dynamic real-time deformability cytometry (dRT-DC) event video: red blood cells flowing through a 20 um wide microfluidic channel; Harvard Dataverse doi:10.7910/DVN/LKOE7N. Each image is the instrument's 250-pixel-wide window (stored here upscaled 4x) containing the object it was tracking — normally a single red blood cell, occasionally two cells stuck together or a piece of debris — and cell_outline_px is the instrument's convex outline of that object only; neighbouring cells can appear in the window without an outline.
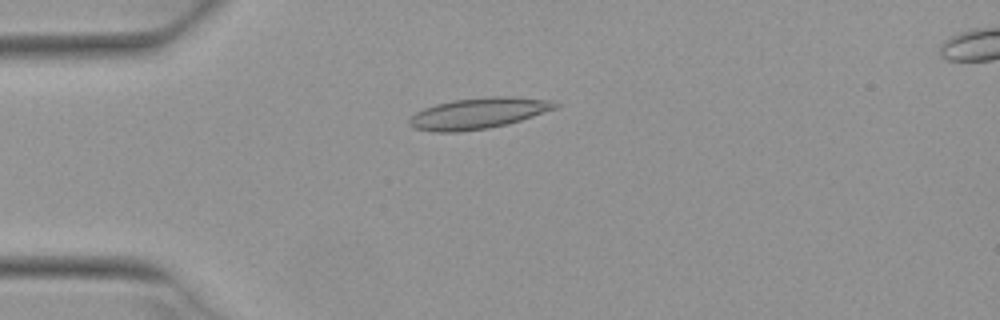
{"species": "Egyptian fruit bat (a non-hibernating species)", "species_latin": "Rousettus aegyptiacus", "temperature_condition": "warm", "stored_images_in_passage": 5, "camera_frame_rate_fps": 3000, "um_per_image_px": 0.085, "animal": {"sex": "female"}, "frame": {"image": 1, "passage_image": 4, "time_ms": 1.0, "image_size_px": [1000, 320], "cell_outline_px": [[560, 104], [556, 108], [508, 124], [488, 128], [460, 132], [432, 132], [412, 128], [408, 124], [408, 120], [416, 112], [424, 108], [436, 104], [452, 100], [492, 96], [512, 96], [552, 100]], "centroid_in_image_um": [40.63, 9.63], "position_along_channel_um": 44.4, "area_um2": 26.47}}